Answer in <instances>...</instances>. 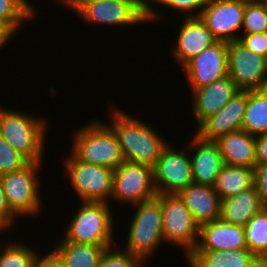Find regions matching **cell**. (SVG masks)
Returning <instances> with one entry per match:
<instances>
[{
	"instance_id": "6da1fadb",
	"label": "cell",
	"mask_w": 267,
	"mask_h": 267,
	"mask_svg": "<svg viewBox=\"0 0 267 267\" xmlns=\"http://www.w3.org/2000/svg\"><path fill=\"white\" fill-rule=\"evenodd\" d=\"M110 126L117 135L124 161L154 167L168 142L149 123L111 109Z\"/></svg>"
},
{
	"instance_id": "7a4b0ae2",
	"label": "cell",
	"mask_w": 267,
	"mask_h": 267,
	"mask_svg": "<svg viewBox=\"0 0 267 267\" xmlns=\"http://www.w3.org/2000/svg\"><path fill=\"white\" fill-rule=\"evenodd\" d=\"M72 135L70 153L77 160L112 170L124 161L117 135L109 123L93 119Z\"/></svg>"
},
{
	"instance_id": "3957f363",
	"label": "cell",
	"mask_w": 267,
	"mask_h": 267,
	"mask_svg": "<svg viewBox=\"0 0 267 267\" xmlns=\"http://www.w3.org/2000/svg\"><path fill=\"white\" fill-rule=\"evenodd\" d=\"M45 119L0 106V135L29 162H43L48 125Z\"/></svg>"
},
{
	"instance_id": "277c9868",
	"label": "cell",
	"mask_w": 267,
	"mask_h": 267,
	"mask_svg": "<svg viewBox=\"0 0 267 267\" xmlns=\"http://www.w3.org/2000/svg\"><path fill=\"white\" fill-rule=\"evenodd\" d=\"M134 206L136 212L131 219L127 244L123 249L145 262L150 260L165 242L162 230L161 195Z\"/></svg>"
},
{
	"instance_id": "5b68a950",
	"label": "cell",
	"mask_w": 267,
	"mask_h": 267,
	"mask_svg": "<svg viewBox=\"0 0 267 267\" xmlns=\"http://www.w3.org/2000/svg\"><path fill=\"white\" fill-rule=\"evenodd\" d=\"M63 239L91 245H114V218L108 202H81ZM114 242V243H113Z\"/></svg>"
},
{
	"instance_id": "8992f818",
	"label": "cell",
	"mask_w": 267,
	"mask_h": 267,
	"mask_svg": "<svg viewBox=\"0 0 267 267\" xmlns=\"http://www.w3.org/2000/svg\"><path fill=\"white\" fill-rule=\"evenodd\" d=\"M42 163L29 162L20 170L0 176L9 208L18 219L42 211L43 200L38 187V173Z\"/></svg>"
},
{
	"instance_id": "52a82bcc",
	"label": "cell",
	"mask_w": 267,
	"mask_h": 267,
	"mask_svg": "<svg viewBox=\"0 0 267 267\" xmlns=\"http://www.w3.org/2000/svg\"><path fill=\"white\" fill-rule=\"evenodd\" d=\"M161 209L165 243L179 246L187 257L197 246L199 224L178 194H161Z\"/></svg>"
},
{
	"instance_id": "ba28073f",
	"label": "cell",
	"mask_w": 267,
	"mask_h": 267,
	"mask_svg": "<svg viewBox=\"0 0 267 267\" xmlns=\"http://www.w3.org/2000/svg\"><path fill=\"white\" fill-rule=\"evenodd\" d=\"M66 157L63 161L65 172L79 200L81 202L110 203L114 170L83 163L71 153Z\"/></svg>"
},
{
	"instance_id": "9c48e42d",
	"label": "cell",
	"mask_w": 267,
	"mask_h": 267,
	"mask_svg": "<svg viewBox=\"0 0 267 267\" xmlns=\"http://www.w3.org/2000/svg\"><path fill=\"white\" fill-rule=\"evenodd\" d=\"M60 4L74 9L77 17L89 24L109 26L139 25L147 19L130 3L118 0H60Z\"/></svg>"
},
{
	"instance_id": "30bf717a",
	"label": "cell",
	"mask_w": 267,
	"mask_h": 267,
	"mask_svg": "<svg viewBox=\"0 0 267 267\" xmlns=\"http://www.w3.org/2000/svg\"><path fill=\"white\" fill-rule=\"evenodd\" d=\"M156 196L152 167L123 161L114 170L111 202L133 206Z\"/></svg>"
},
{
	"instance_id": "8fae6325",
	"label": "cell",
	"mask_w": 267,
	"mask_h": 267,
	"mask_svg": "<svg viewBox=\"0 0 267 267\" xmlns=\"http://www.w3.org/2000/svg\"><path fill=\"white\" fill-rule=\"evenodd\" d=\"M228 75L239 90L267 88V58L255 54L238 40L228 43Z\"/></svg>"
},
{
	"instance_id": "7c38bea8",
	"label": "cell",
	"mask_w": 267,
	"mask_h": 267,
	"mask_svg": "<svg viewBox=\"0 0 267 267\" xmlns=\"http://www.w3.org/2000/svg\"><path fill=\"white\" fill-rule=\"evenodd\" d=\"M167 145L153 167L154 187L157 195L178 194L193 183L190 154ZM180 151V152H179Z\"/></svg>"
},
{
	"instance_id": "4fadbf2b",
	"label": "cell",
	"mask_w": 267,
	"mask_h": 267,
	"mask_svg": "<svg viewBox=\"0 0 267 267\" xmlns=\"http://www.w3.org/2000/svg\"><path fill=\"white\" fill-rule=\"evenodd\" d=\"M245 12V0H208L199 16L218 41L239 39Z\"/></svg>"
},
{
	"instance_id": "5bb4252c",
	"label": "cell",
	"mask_w": 267,
	"mask_h": 267,
	"mask_svg": "<svg viewBox=\"0 0 267 267\" xmlns=\"http://www.w3.org/2000/svg\"><path fill=\"white\" fill-rule=\"evenodd\" d=\"M190 90L210 85L228 75V42L218 41L193 57L181 68Z\"/></svg>"
},
{
	"instance_id": "9a60e30c",
	"label": "cell",
	"mask_w": 267,
	"mask_h": 267,
	"mask_svg": "<svg viewBox=\"0 0 267 267\" xmlns=\"http://www.w3.org/2000/svg\"><path fill=\"white\" fill-rule=\"evenodd\" d=\"M248 91H238L216 114L205 119L195 134L206 141H215L223 135L242 130Z\"/></svg>"
},
{
	"instance_id": "2e32d148",
	"label": "cell",
	"mask_w": 267,
	"mask_h": 267,
	"mask_svg": "<svg viewBox=\"0 0 267 267\" xmlns=\"http://www.w3.org/2000/svg\"><path fill=\"white\" fill-rule=\"evenodd\" d=\"M177 35L174 45L176 47L171 50V55L181 68L193 57L218 42L200 17H184Z\"/></svg>"
},
{
	"instance_id": "e0dca14e",
	"label": "cell",
	"mask_w": 267,
	"mask_h": 267,
	"mask_svg": "<svg viewBox=\"0 0 267 267\" xmlns=\"http://www.w3.org/2000/svg\"><path fill=\"white\" fill-rule=\"evenodd\" d=\"M191 91L192 114L195 116L196 127H198L205 119L221 110L240 90L234 80L226 75L210 85Z\"/></svg>"
},
{
	"instance_id": "ac0fdd59",
	"label": "cell",
	"mask_w": 267,
	"mask_h": 267,
	"mask_svg": "<svg viewBox=\"0 0 267 267\" xmlns=\"http://www.w3.org/2000/svg\"><path fill=\"white\" fill-rule=\"evenodd\" d=\"M192 180L195 184L213 187L216 177L224 166L221 152L214 141H206L196 134L189 141Z\"/></svg>"
},
{
	"instance_id": "d6986e66",
	"label": "cell",
	"mask_w": 267,
	"mask_h": 267,
	"mask_svg": "<svg viewBox=\"0 0 267 267\" xmlns=\"http://www.w3.org/2000/svg\"><path fill=\"white\" fill-rule=\"evenodd\" d=\"M247 248L245 229L220 219L200 225L199 238L193 251H225Z\"/></svg>"
},
{
	"instance_id": "ffe728a7",
	"label": "cell",
	"mask_w": 267,
	"mask_h": 267,
	"mask_svg": "<svg viewBox=\"0 0 267 267\" xmlns=\"http://www.w3.org/2000/svg\"><path fill=\"white\" fill-rule=\"evenodd\" d=\"M200 225L220 218V198L213 187L192 183L178 193Z\"/></svg>"
},
{
	"instance_id": "44dd1931",
	"label": "cell",
	"mask_w": 267,
	"mask_h": 267,
	"mask_svg": "<svg viewBox=\"0 0 267 267\" xmlns=\"http://www.w3.org/2000/svg\"><path fill=\"white\" fill-rule=\"evenodd\" d=\"M221 152L224 164L253 168L255 159V136L244 130L228 133L214 141Z\"/></svg>"
},
{
	"instance_id": "7402d4cb",
	"label": "cell",
	"mask_w": 267,
	"mask_h": 267,
	"mask_svg": "<svg viewBox=\"0 0 267 267\" xmlns=\"http://www.w3.org/2000/svg\"><path fill=\"white\" fill-rule=\"evenodd\" d=\"M189 267H266L248 248L225 251H192Z\"/></svg>"
},
{
	"instance_id": "603a6c76",
	"label": "cell",
	"mask_w": 267,
	"mask_h": 267,
	"mask_svg": "<svg viewBox=\"0 0 267 267\" xmlns=\"http://www.w3.org/2000/svg\"><path fill=\"white\" fill-rule=\"evenodd\" d=\"M256 187L220 201V220L244 227L246 223L263 209Z\"/></svg>"
},
{
	"instance_id": "cb8c5ba5",
	"label": "cell",
	"mask_w": 267,
	"mask_h": 267,
	"mask_svg": "<svg viewBox=\"0 0 267 267\" xmlns=\"http://www.w3.org/2000/svg\"><path fill=\"white\" fill-rule=\"evenodd\" d=\"M111 246L79 244L61 239L52 253L67 267H98L103 252Z\"/></svg>"
},
{
	"instance_id": "d4e9b609",
	"label": "cell",
	"mask_w": 267,
	"mask_h": 267,
	"mask_svg": "<svg viewBox=\"0 0 267 267\" xmlns=\"http://www.w3.org/2000/svg\"><path fill=\"white\" fill-rule=\"evenodd\" d=\"M253 186V168L224 164L213 185L220 200L239 194Z\"/></svg>"
},
{
	"instance_id": "484cf974",
	"label": "cell",
	"mask_w": 267,
	"mask_h": 267,
	"mask_svg": "<svg viewBox=\"0 0 267 267\" xmlns=\"http://www.w3.org/2000/svg\"><path fill=\"white\" fill-rule=\"evenodd\" d=\"M242 130L252 136L267 133V88L248 91Z\"/></svg>"
},
{
	"instance_id": "4316f807",
	"label": "cell",
	"mask_w": 267,
	"mask_h": 267,
	"mask_svg": "<svg viewBox=\"0 0 267 267\" xmlns=\"http://www.w3.org/2000/svg\"><path fill=\"white\" fill-rule=\"evenodd\" d=\"M35 10L29 0H0V26L14 37L23 22L37 14Z\"/></svg>"
},
{
	"instance_id": "83f0119b",
	"label": "cell",
	"mask_w": 267,
	"mask_h": 267,
	"mask_svg": "<svg viewBox=\"0 0 267 267\" xmlns=\"http://www.w3.org/2000/svg\"><path fill=\"white\" fill-rule=\"evenodd\" d=\"M247 248L267 267V208L244 226Z\"/></svg>"
},
{
	"instance_id": "f1b7e54d",
	"label": "cell",
	"mask_w": 267,
	"mask_h": 267,
	"mask_svg": "<svg viewBox=\"0 0 267 267\" xmlns=\"http://www.w3.org/2000/svg\"><path fill=\"white\" fill-rule=\"evenodd\" d=\"M27 244L11 241L0 247V267H41V257Z\"/></svg>"
},
{
	"instance_id": "f546056e",
	"label": "cell",
	"mask_w": 267,
	"mask_h": 267,
	"mask_svg": "<svg viewBox=\"0 0 267 267\" xmlns=\"http://www.w3.org/2000/svg\"><path fill=\"white\" fill-rule=\"evenodd\" d=\"M266 31H267V3L265 1L245 0V12L240 35L265 33Z\"/></svg>"
},
{
	"instance_id": "4dcf8cb0",
	"label": "cell",
	"mask_w": 267,
	"mask_h": 267,
	"mask_svg": "<svg viewBox=\"0 0 267 267\" xmlns=\"http://www.w3.org/2000/svg\"><path fill=\"white\" fill-rule=\"evenodd\" d=\"M143 263L140 258L123 248L120 250L111 246L103 252L98 267H143Z\"/></svg>"
},
{
	"instance_id": "1f68e13d",
	"label": "cell",
	"mask_w": 267,
	"mask_h": 267,
	"mask_svg": "<svg viewBox=\"0 0 267 267\" xmlns=\"http://www.w3.org/2000/svg\"><path fill=\"white\" fill-rule=\"evenodd\" d=\"M28 163L29 161L0 135V176L20 170Z\"/></svg>"
},
{
	"instance_id": "d6a6232c",
	"label": "cell",
	"mask_w": 267,
	"mask_h": 267,
	"mask_svg": "<svg viewBox=\"0 0 267 267\" xmlns=\"http://www.w3.org/2000/svg\"><path fill=\"white\" fill-rule=\"evenodd\" d=\"M155 2L165 5L168 9L172 8L174 12L185 13V17H199L208 0H155Z\"/></svg>"
},
{
	"instance_id": "836d02e7",
	"label": "cell",
	"mask_w": 267,
	"mask_h": 267,
	"mask_svg": "<svg viewBox=\"0 0 267 267\" xmlns=\"http://www.w3.org/2000/svg\"><path fill=\"white\" fill-rule=\"evenodd\" d=\"M238 41L255 54L267 58V36L265 33L241 34Z\"/></svg>"
},
{
	"instance_id": "e575fe53",
	"label": "cell",
	"mask_w": 267,
	"mask_h": 267,
	"mask_svg": "<svg viewBox=\"0 0 267 267\" xmlns=\"http://www.w3.org/2000/svg\"><path fill=\"white\" fill-rule=\"evenodd\" d=\"M253 185L259 193L263 207L267 208V163L254 167Z\"/></svg>"
},
{
	"instance_id": "d590c367",
	"label": "cell",
	"mask_w": 267,
	"mask_h": 267,
	"mask_svg": "<svg viewBox=\"0 0 267 267\" xmlns=\"http://www.w3.org/2000/svg\"><path fill=\"white\" fill-rule=\"evenodd\" d=\"M16 219L17 216L9 208L7 197L0 181V225L10 230L12 225L17 222Z\"/></svg>"
},
{
	"instance_id": "8d00e7d4",
	"label": "cell",
	"mask_w": 267,
	"mask_h": 267,
	"mask_svg": "<svg viewBox=\"0 0 267 267\" xmlns=\"http://www.w3.org/2000/svg\"><path fill=\"white\" fill-rule=\"evenodd\" d=\"M118 1L132 4L147 19L148 22H152L153 20H160L162 18V16L159 14L161 12L153 8V5L151 3L152 0L151 1L149 0H118Z\"/></svg>"
},
{
	"instance_id": "74e56055",
	"label": "cell",
	"mask_w": 267,
	"mask_h": 267,
	"mask_svg": "<svg viewBox=\"0 0 267 267\" xmlns=\"http://www.w3.org/2000/svg\"><path fill=\"white\" fill-rule=\"evenodd\" d=\"M256 165L267 163V133L255 136Z\"/></svg>"
},
{
	"instance_id": "f35d334b",
	"label": "cell",
	"mask_w": 267,
	"mask_h": 267,
	"mask_svg": "<svg viewBox=\"0 0 267 267\" xmlns=\"http://www.w3.org/2000/svg\"><path fill=\"white\" fill-rule=\"evenodd\" d=\"M41 267H67L52 252L41 257Z\"/></svg>"
},
{
	"instance_id": "ab89813d",
	"label": "cell",
	"mask_w": 267,
	"mask_h": 267,
	"mask_svg": "<svg viewBox=\"0 0 267 267\" xmlns=\"http://www.w3.org/2000/svg\"><path fill=\"white\" fill-rule=\"evenodd\" d=\"M12 37L0 26V48L2 49Z\"/></svg>"
},
{
	"instance_id": "60d3db41",
	"label": "cell",
	"mask_w": 267,
	"mask_h": 267,
	"mask_svg": "<svg viewBox=\"0 0 267 267\" xmlns=\"http://www.w3.org/2000/svg\"><path fill=\"white\" fill-rule=\"evenodd\" d=\"M3 230H4L5 232L7 231L6 228H4L3 226L0 225V234H1V232H2Z\"/></svg>"
},
{
	"instance_id": "b9f144b4",
	"label": "cell",
	"mask_w": 267,
	"mask_h": 267,
	"mask_svg": "<svg viewBox=\"0 0 267 267\" xmlns=\"http://www.w3.org/2000/svg\"><path fill=\"white\" fill-rule=\"evenodd\" d=\"M246 1H265V0H246Z\"/></svg>"
}]
</instances>
